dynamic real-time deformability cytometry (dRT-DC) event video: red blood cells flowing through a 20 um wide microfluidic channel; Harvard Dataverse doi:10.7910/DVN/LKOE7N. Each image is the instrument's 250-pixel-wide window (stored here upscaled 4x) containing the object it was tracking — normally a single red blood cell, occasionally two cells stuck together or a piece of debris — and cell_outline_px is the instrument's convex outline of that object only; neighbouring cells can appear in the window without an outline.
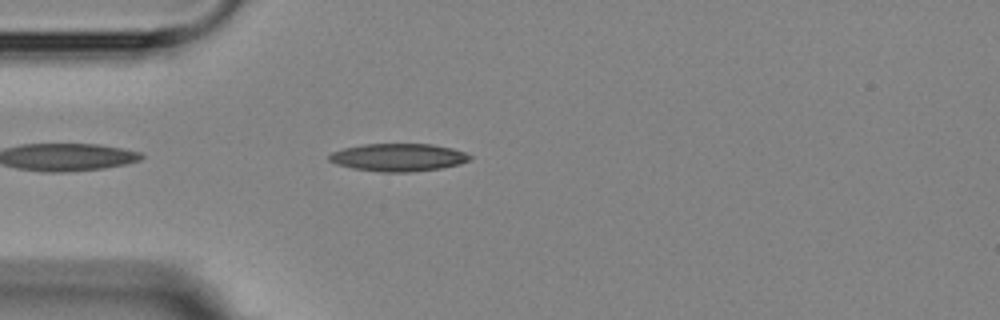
{"species": "Egyptian fruit bat (a non-hibernating species)", "species_latin": "Rousettus aegyptiacus", "temperature_condition": "room temperature", "stored_images_in_passage": 4, "camera_frame_rate_fps": 3000, "um_per_image_px": 0.085, "animal": {"sex": "female"}, "frame": {"image": 1, "passage_image": 4, "time_ms": 3.667, "image_size_px": [1000, 320], "cell_outline_px": [[472, 160], [460, 164], [440, 168], [412, 172], [380, 172], [352, 168], [336, 164], [328, 160], [328, 156], [332, 152], [344, 148], [364, 144], [432, 144], [452, 148], [464, 152], [472, 156]], "centroid_in_image_um": [33.87, 13.38], "position_along_channel_um": 51.1, "area_um2": 22.83}}